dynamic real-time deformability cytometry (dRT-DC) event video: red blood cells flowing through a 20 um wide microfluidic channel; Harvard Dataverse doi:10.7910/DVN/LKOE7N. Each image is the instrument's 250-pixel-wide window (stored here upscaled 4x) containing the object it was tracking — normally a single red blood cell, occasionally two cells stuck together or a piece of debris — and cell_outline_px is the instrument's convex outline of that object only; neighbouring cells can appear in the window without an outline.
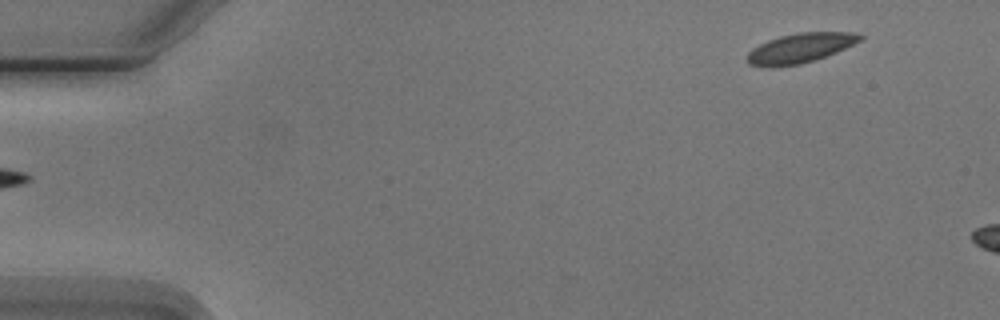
{"species": "Egyptian fruit bat (a non-hibernating species)", "species_latin": "Rousettus aegyptiacus", "temperature_condition": "cold", "stored_images_in_passage": 3, "segment_of_instrument_passage": [2, 2], "camera_frame_rate_fps": 3000, "um_per_image_px": 0.085, "animal": {"sex": "male"}, "frame": {"image": 1, "passage_image": 3, "time_ms": 2.667, "image_size_px": [1000, 320], "cell_outline_px": [[864, 36], [860, 40], [836, 52], [800, 64], [776, 68], [768, 68], [748, 64], [748, 52], [752, 48], [768, 40], [780, 36], [800, 32], [852, 32]], "centroid_in_image_um": [67.96, 4.1], "position_along_channel_um": 17.0, "area_um2": 19.36}}